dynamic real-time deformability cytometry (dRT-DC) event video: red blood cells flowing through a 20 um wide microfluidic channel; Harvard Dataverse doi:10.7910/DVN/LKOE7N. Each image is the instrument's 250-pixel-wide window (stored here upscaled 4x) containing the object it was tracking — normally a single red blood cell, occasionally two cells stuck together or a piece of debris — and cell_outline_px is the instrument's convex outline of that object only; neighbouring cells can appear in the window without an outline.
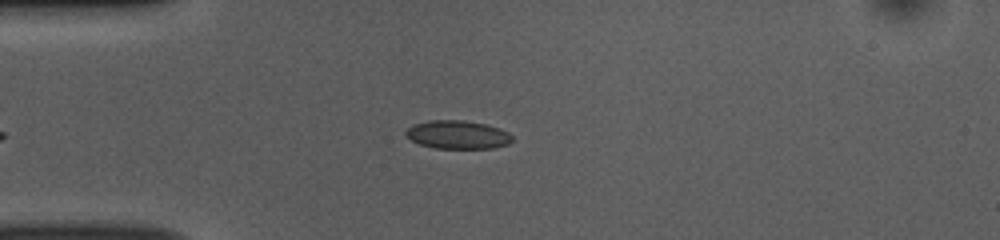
{"species": "common noctule bat (a hibernating species)", "species_latin": "Nyctalus noctula", "temperature_condition": "room temperature", "stored_images_in_passage": 37, "camera_frame_rate_fps": 3000, "um_per_image_px": 0.085, "animal": {"sex": "female", "body_mass_g": 10.0, "forearm_length_mm": 53.1}, "frame": {"image": 1, "passage_image": 2, "time_ms": 0.333, "image_size_px": [1000, 240], "cell_outline_px": [[512, 140], [508, 144], [492, 148], [436, 148], [420, 144], [404, 136], [404, 132], [412, 124], [428, 120], [464, 120], [484, 124], [500, 128], [508, 132], [512, 136]], "centroid_in_image_um": [38.87, 11.44], "position_along_channel_um": 46.1, "area_um2": 17.63}}
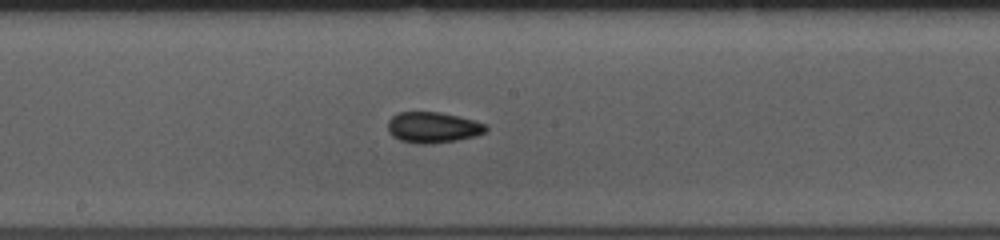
{"frame": {"image": 2, "passage_image": 16, "time_ms": 5.0, "image_size_px": [1000, 240], "cell_outline_px": [[488, 128], [484, 132], [476, 136], [456, 140], [432, 144], [416, 144], [400, 140], [392, 136], [388, 132], [388, 120], [392, 116], [400, 112], [440, 112], [488, 124]], "centroid_in_image_um": [36.78, 10.84], "position_along_channel_um": 211.4, "area_um2": 17.69}}
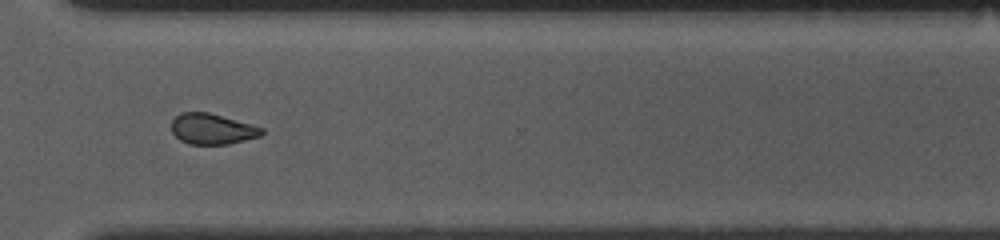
{"frame": {"image": 3, "passage_image": 27, "time_ms": 8.667, "image_size_px": [1000, 240], "cell_outline_px": [[264, 132], [260, 136], [228, 144], [188, 144], [180, 140], [172, 132], [172, 120], [180, 112], [208, 112], [264, 128]], "centroid_in_image_um": [18.02, 10.96], "position_along_channel_um": 352.6, "area_um2": 16.01}, "authors_computed_cell_mechanics": {"area_um2": 17.5134, "velocity_mm_per_s": 3.8587, "shape_relaxation_time_tau1_ms": null, "shape_relaxation_time_tau2_ms": 3.6467, "deformation_change_tau1": null, "deformation_change_tau2": 0.0767}}